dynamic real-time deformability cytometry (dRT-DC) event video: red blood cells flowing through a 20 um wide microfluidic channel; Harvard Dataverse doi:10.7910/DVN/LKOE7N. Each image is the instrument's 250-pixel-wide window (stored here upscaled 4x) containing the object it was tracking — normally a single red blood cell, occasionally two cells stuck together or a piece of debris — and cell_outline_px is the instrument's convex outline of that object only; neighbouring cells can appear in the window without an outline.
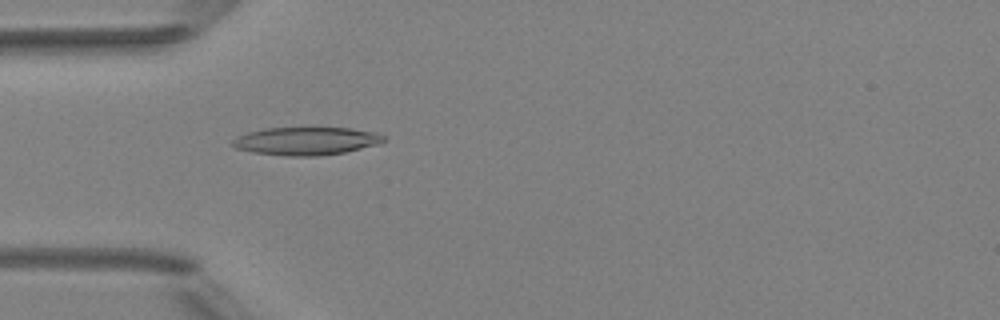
{"species": "Egyptian fruit bat (a non-hibernating species)", "species_latin": "Rousettus aegyptiacus", "temperature_condition": "room temperature", "stored_images_in_passage": 5, "camera_frame_rate_fps": 3000, "um_per_image_px": 0.085, "animal": {"sex": "female"}, "frame": {"image": 1, "passage_image": 5, "time_ms": 4.667, "image_size_px": [1000, 320], "cell_outline_px": [[388, 140], [376, 144], [344, 152], [316, 156], [288, 156], [252, 152], [236, 148], [232, 144], [232, 140], [236, 136], [248, 132], [264, 128], [352, 128], [376, 132], [384, 136]], "centroid_in_image_um": [26.01, 11.98], "position_along_channel_um": 59.0, "area_um2": 24.57}}